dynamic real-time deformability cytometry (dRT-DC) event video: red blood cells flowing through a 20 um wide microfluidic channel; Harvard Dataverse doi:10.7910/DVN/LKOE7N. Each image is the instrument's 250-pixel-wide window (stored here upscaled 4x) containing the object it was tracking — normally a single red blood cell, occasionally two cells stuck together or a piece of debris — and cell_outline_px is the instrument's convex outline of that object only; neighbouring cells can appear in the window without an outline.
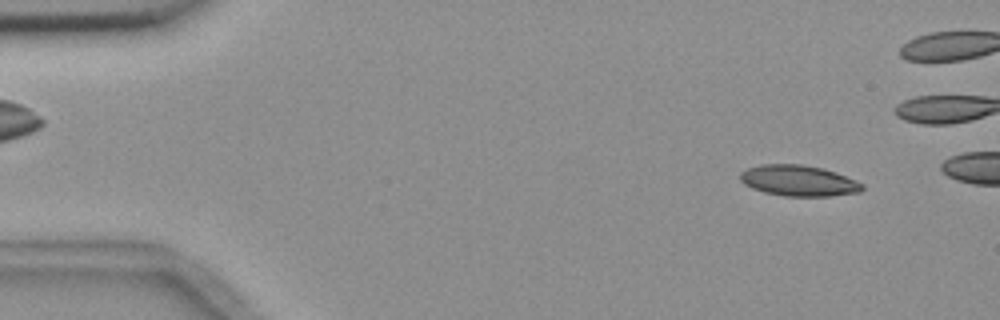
{"species": "common noctule bat (a hibernating species)", "species_latin": "Nyctalus noctula", "temperature_condition": "room temperature", "stored_images_in_passage": 5, "camera_frame_rate_fps": 3000, "um_per_image_px": 0.085, "animal": {"sex": "female", "body_mass_g": 18.4}, "frame": {"image": 1, "passage_image": 2, "time_ms": 1.333, "image_size_px": [1000, 320], "cell_outline_px": [[864, 188], [860, 192], [832, 196], [784, 196], [764, 192], [752, 188], [744, 184], [740, 180], [740, 172], [748, 168], [760, 164], [800, 164], [824, 168], [836, 172], [856, 180], [864, 184]], "centroid_in_image_um": [67.89, 15.35], "position_along_channel_um": 17.1, "area_um2": 22.14}}